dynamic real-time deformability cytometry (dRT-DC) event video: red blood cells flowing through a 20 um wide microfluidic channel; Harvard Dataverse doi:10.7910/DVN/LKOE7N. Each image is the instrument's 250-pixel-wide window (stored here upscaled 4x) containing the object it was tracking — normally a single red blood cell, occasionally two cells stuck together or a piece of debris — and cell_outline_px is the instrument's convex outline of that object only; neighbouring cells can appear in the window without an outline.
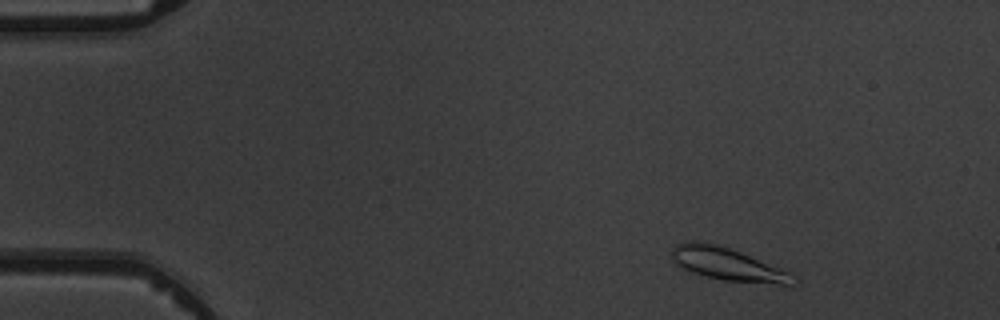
{"species": "common noctule bat (a hibernating species)", "species_latin": "Nyctalus noctula", "temperature_condition": "warm", "stored_images_in_passage": 5, "camera_frame_rate_fps": 3000, "um_per_image_px": 0.085, "animal": {"sex": "male", "body_mass_g": 19.5, "forearm_length_mm": 54.6}, "frame": {"image": 1, "passage_image": 1, "time_ms": 0.0, "image_size_px": [1000, 320], "cell_outline_px": [[800, 280], [792, 288], [784, 288], [724, 280], [692, 272], [684, 268], [672, 256], [672, 248], [676, 244], [684, 240], [704, 240], [740, 252], [792, 272]], "centroid_in_image_um": [62.07, 22.51], "position_along_channel_um": 22.9, "area_um2": 24.16}}